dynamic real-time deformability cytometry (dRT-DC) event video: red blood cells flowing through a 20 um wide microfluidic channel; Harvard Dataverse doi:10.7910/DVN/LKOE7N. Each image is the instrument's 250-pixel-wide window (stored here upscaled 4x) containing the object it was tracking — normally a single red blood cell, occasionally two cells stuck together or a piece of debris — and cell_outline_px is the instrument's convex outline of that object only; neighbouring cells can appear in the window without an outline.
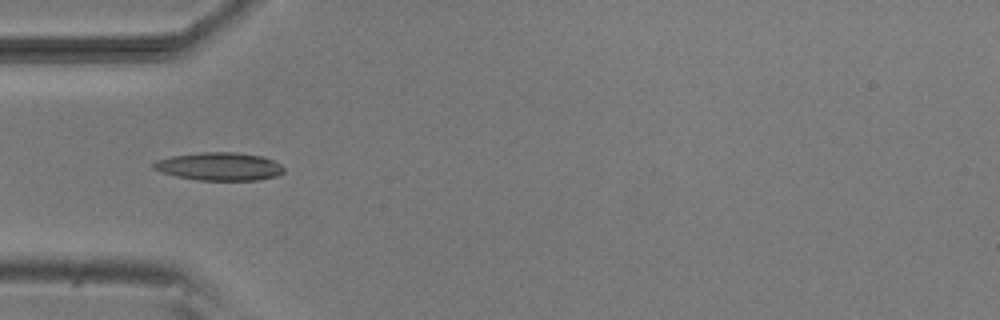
{"species": "common noctule bat (a hibernating species)", "species_latin": "Nyctalus noctula", "temperature_condition": "room temperature", "stored_images_in_passage": 7, "camera_frame_rate_fps": 3000, "um_per_image_px": 0.085, "animal": {"sex": "male", "body_mass_g": 20.5, "forearm_length_mm": 52.5}, "frame": {"image": 1, "passage_image": 4, "time_ms": 4.333, "image_size_px": [1000, 320], "cell_outline_px": [[284, 172], [276, 176], [256, 180], [200, 180], [176, 176], [160, 172], [152, 168], [152, 164], [156, 160], [172, 156], [200, 152], [236, 152], [260, 156], [272, 160], [280, 164], [284, 168]], "centroid_in_image_um": [18.62, 14.15], "position_along_channel_um": 66.4, "area_um2": 21.21}}
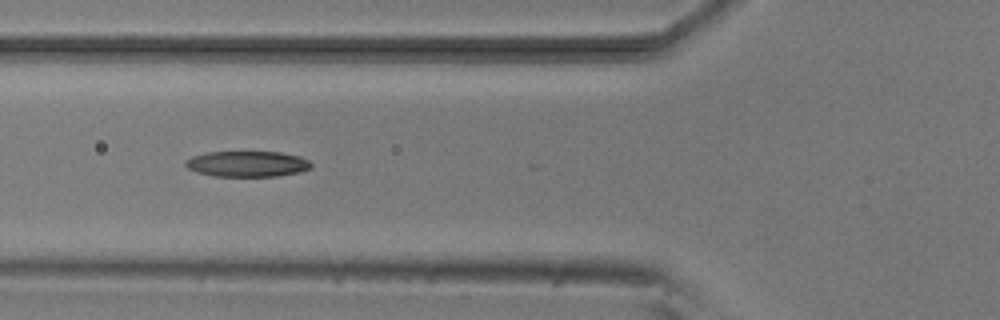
{"frame": {"image": 2, "passage_image": 5, "time_ms": 5.333, "image_size_px": [1000, 320], "cell_outline_px": [[312, 168], [300, 172], [276, 176], [212, 176], [196, 172], [188, 168], [184, 164], [184, 160], [192, 156], [208, 152], [280, 152], [300, 156], [308, 160], [312, 164]], "centroid_in_image_um": [21.01, 13.93], "position_along_channel_um": 104.8, "area_um2": 18.96}}
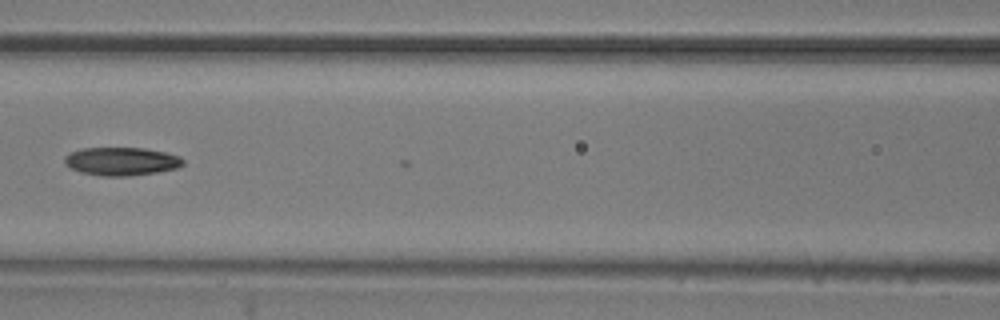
{"frame": {"image": 3, "passage_image": 6, "time_ms": 6.667, "image_size_px": [1000, 320], "cell_outline_px": [[184, 164], [180, 168], [156, 172], [128, 176], [100, 176], [80, 172], [64, 164], [64, 156], [72, 152], [84, 148], [144, 148], [164, 152], [180, 156], [184, 160]], "centroid_in_image_um": [10.34, 13.72], "position_along_channel_um": 156.3, "area_um2": 19.54}}